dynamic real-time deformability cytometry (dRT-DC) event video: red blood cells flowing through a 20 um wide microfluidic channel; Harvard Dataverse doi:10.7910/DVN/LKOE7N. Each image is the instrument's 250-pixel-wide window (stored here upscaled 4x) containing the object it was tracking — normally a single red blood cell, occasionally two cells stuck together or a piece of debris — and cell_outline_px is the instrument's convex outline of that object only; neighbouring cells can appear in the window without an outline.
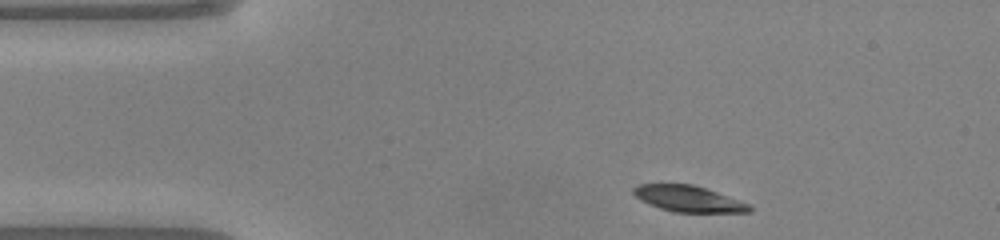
{"species": "common noctule bat (a hibernating species)", "species_latin": "Nyctalus noctula", "temperature_condition": "warm", "stored_images_in_passage": 42, "camera_frame_rate_fps": 3000, "um_per_image_px": 0.085, "animal": {"sex": "male", "body_mass_g": 20.0, "forearm_length_mm": 53.3}, "frame": {"image": 1, "passage_image": 1, "time_ms": 0.0, "image_size_px": [1000, 240], "cell_outline_px": [[752, 212], [672, 212], [648, 204], [640, 200], [632, 192], [632, 188], [636, 184], [692, 184], [716, 192], [748, 204], [752, 208]], "centroid_in_image_um": [58.45, 16.89], "position_along_channel_um": 26.6, "area_um2": 17.46}}
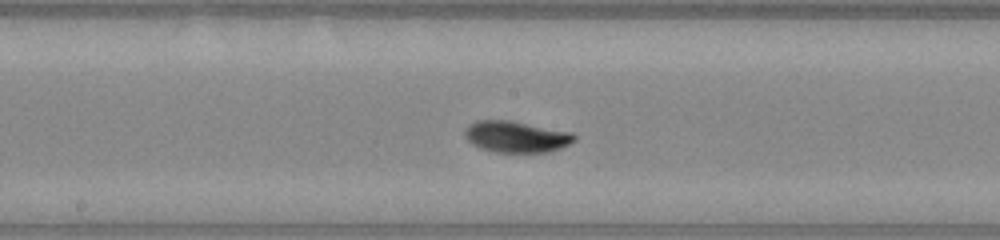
{"frame": {"image": 2, "passage_image": 18, "time_ms": 5.667, "image_size_px": [1000, 240], "cell_outline_px": [[576, 140], [560, 148], [548, 152], [496, 152], [480, 148], [472, 144], [464, 136], [464, 128], [468, 124], [476, 120], [508, 120], [572, 132], [576, 136]], "centroid_in_image_um": [43.84, 11.61], "position_along_channel_um": 204.4, "area_um2": 20.06}}
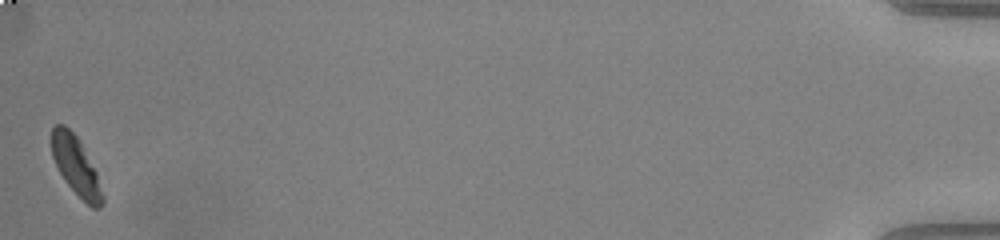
{"frame": {"image": 3, "passage_image": 42, "time_ms": 13.667, "image_size_px": [1000, 240], "cell_outline_px": [[104, 204], [100, 208], [92, 208], [64, 180], [52, 156], [52, 128], [56, 124], [64, 124], [76, 136], [96, 172], [104, 196]], "centroid_in_image_um": [6.46, 14.12], "position_along_channel_um": 428.7, "area_um2": 16.82}, "authors_computed_cell_mechanics": {"area_um2": 19.074, "velocity_mm_per_s": 4.0815, "shape_relaxation_time_tau1_ms": 2.2721, "shape_relaxation_time_tau2_ms": null, "deformation_change_tau1": 0.1509, "deformation_change_tau2": null}}